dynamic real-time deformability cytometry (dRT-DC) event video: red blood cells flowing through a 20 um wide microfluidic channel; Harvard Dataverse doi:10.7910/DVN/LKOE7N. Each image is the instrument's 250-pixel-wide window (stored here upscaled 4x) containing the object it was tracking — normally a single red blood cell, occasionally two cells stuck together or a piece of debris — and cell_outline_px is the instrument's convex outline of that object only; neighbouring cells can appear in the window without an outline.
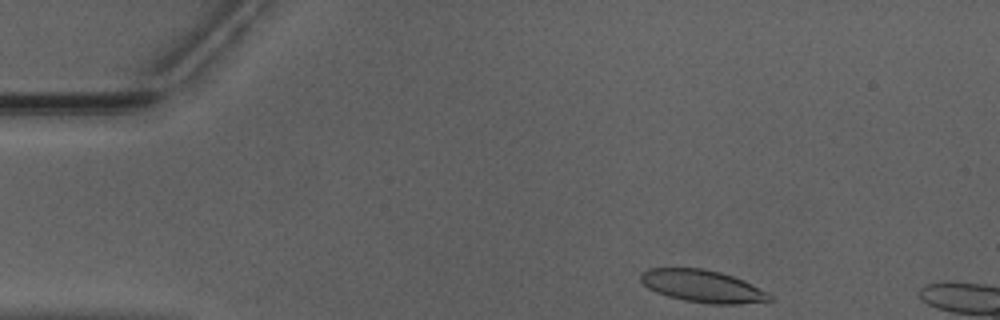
{"species": "Egyptian fruit bat (a non-hibernating species)", "species_latin": "Rousettus aegyptiacus", "temperature_condition": "warm", "stored_images_in_passage": 37, "camera_frame_rate_fps": 3000, "um_per_image_px": 0.085, "animal": {"sex": "male"}, "frame": {"image": 1, "passage_image": 1, "time_ms": 0.0, "image_size_px": [1000, 320], "cell_outline_px": [[772, 300], [740, 304], [712, 304], [684, 300], [668, 296], [656, 292], [648, 288], [640, 280], [640, 276], [648, 268], [700, 268], [720, 272], [744, 280], [768, 292], [772, 296]], "centroid_in_image_um": [59.73, 24.32], "position_along_channel_um": 25.3, "area_um2": 24.16}}
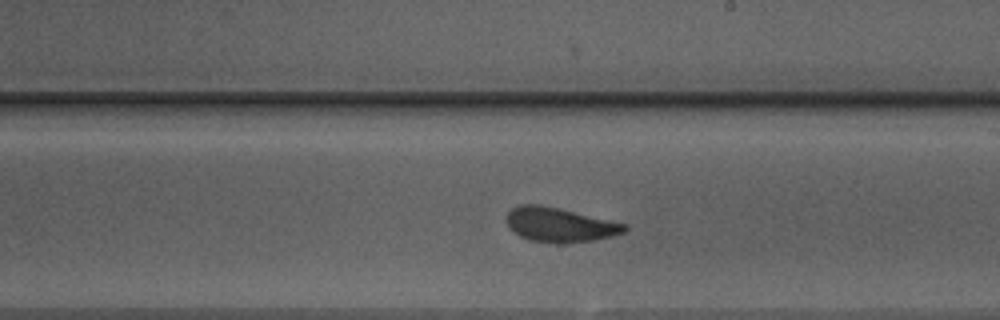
{"frame": {"image": 2, "passage_image": 23, "time_ms": 7.333, "image_size_px": [1000, 320], "cell_outline_px": [[628, 228], [624, 232], [612, 236], [592, 240], [560, 244], [528, 240], [512, 232], [508, 228], [508, 212], [512, 208], [520, 204], [540, 204], [624, 224]], "centroid_in_image_um": [47.51, 19.12], "position_along_channel_um": 241.5, "area_um2": 23.29}}
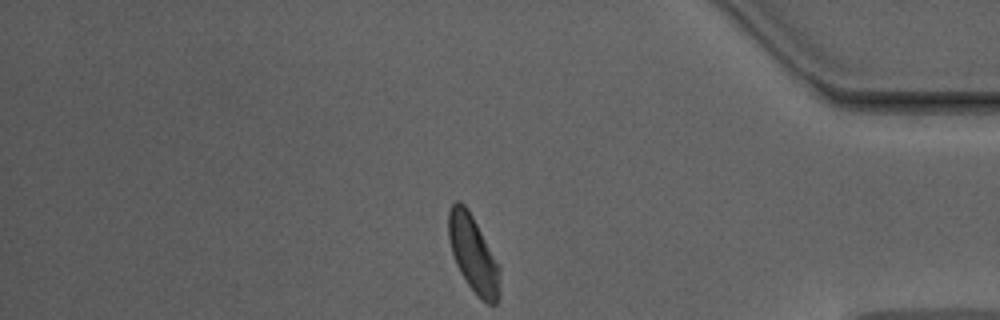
{"frame": {"image": 3, "passage_image": 37, "time_ms": 12.0, "image_size_px": [1000, 320], "cell_outline_px": [[500, 296], [496, 304], [488, 304], [480, 300], [476, 296], [460, 272], [456, 264], [452, 252], [448, 236], [448, 212], [452, 204], [456, 200], [460, 200], [468, 208], [500, 264]], "centroid_in_image_um": [40.25, 21.61], "position_along_channel_um": 394.9, "area_um2": 23.41}, "authors_computed_cell_mechanics": {"area_um2": 23.9292, "velocity_mm_per_s": 3.9375, "shape_relaxation_time_tau1_ms": 2.7115, "shape_relaxation_time_tau2_ms": 1.133, "deformation_change_tau1": 0.1186, "deformation_change_tau2": 0.0653}}